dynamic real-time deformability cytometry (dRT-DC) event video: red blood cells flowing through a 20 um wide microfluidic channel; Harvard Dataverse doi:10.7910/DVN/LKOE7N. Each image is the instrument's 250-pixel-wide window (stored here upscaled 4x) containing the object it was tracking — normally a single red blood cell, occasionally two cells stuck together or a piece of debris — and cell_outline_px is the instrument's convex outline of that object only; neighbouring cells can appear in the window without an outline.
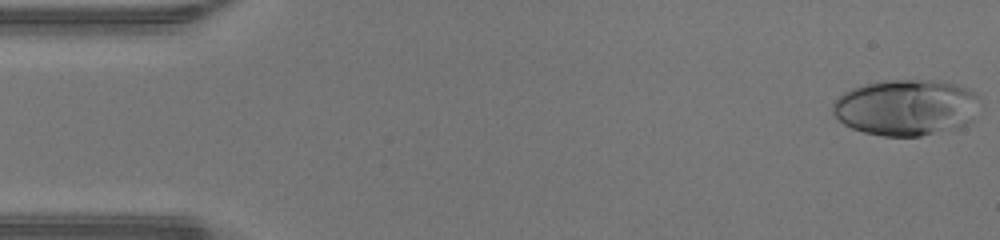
{"species": "human", "species_latin": "Homo sapiens", "temperature_condition": "warm", "stored_images_in_passage": 46, "camera_frame_rate_fps": 3000, "um_per_image_px": 0.085, "donor": {"sex": "male"}, "frame": {"image": 1, "passage_image": 1, "time_ms": 0.0, "image_size_px": [1000, 240], "cell_outline_px": [[980, 96], [972, 120], [968, 124], [956, 128], [920, 136], [884, 136], [864, 132], [852, 128], [844, 124], [832, 112], [832, 104], [844, 92], [852, 88], [864, 84], [884, 80], [932, 80], [960, 84], [972, 88]], "centroid_in_image_um": [77.06, 9.11], "position_along_channel_um": 7.9, "area_um2": 48.44}}
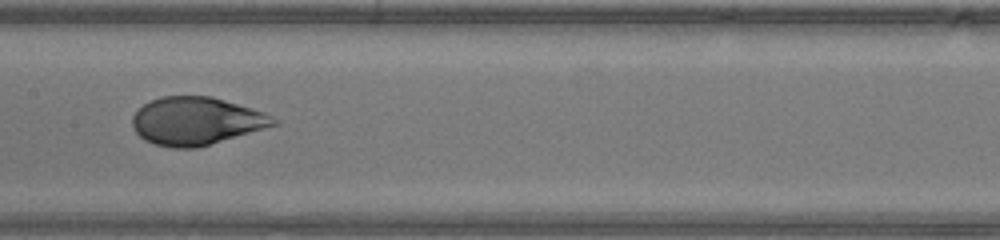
{"frame": {"image": 2, "passage_image": 23, "time_ms": 7.333, "image_size_px": [1000, 240], "cell_outline_px": [[280, 124], [196, 148], [172, 148], [152, 144], [144, 140], [132, 128], [132, 116], [144, 104], [160, 96], [212, 96], [252, 108], [264, 112], [280, 120]], "centroid_in_image_um": [16.69, 10.29], "position_along_channel_um": 190.7, "area_um2": 39.54}}
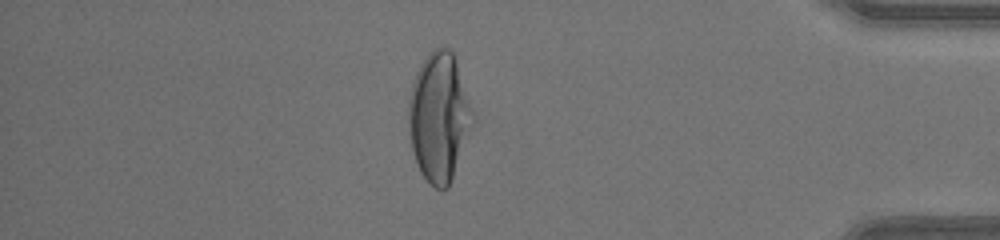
{"frame": {"image": 3, "passage_image": 40, "time_ms": 13.0, "image_size_px": [1000, 240], "cell_outline_px": [[468, 108], [452, 176], [448, 188], [436, 188], [420, 172], [412, 148], [408, 116], [408, 100], [412, 84], [416, 72], [420, 64], [428, 52], [432, 48], [448, 48], [456, 56]], "centroid_in_image_um": [37.16, 9.82], "position_along_channel_um": 398.0, "area_um2": 44.51}, "authors_computed_cell_mechanics": {"area_um2": 44.217, "velocity_mm_per_s": 4.3715, "shape_relaxation_time_tau1_ms": 3.787, "shape_relaxation_time_tau2_ms": null, "deformation_change_tau1": 0.2496, "deformation_change_tau2": null}}